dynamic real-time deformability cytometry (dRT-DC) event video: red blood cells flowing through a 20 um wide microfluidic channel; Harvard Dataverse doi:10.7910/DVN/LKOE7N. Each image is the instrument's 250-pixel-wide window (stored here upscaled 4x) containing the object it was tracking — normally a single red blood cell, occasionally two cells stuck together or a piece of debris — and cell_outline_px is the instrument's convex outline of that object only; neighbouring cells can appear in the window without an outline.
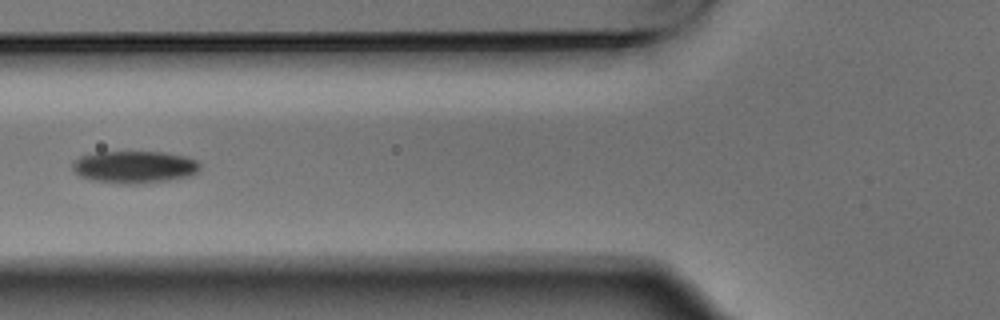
{"species": "Egyptian fruit bat (a non-hibernating species)", "species_latin": "Rousettus aegyptiacus", "temperature_condition": "warm", "stored_images_in_passage": 5, "camera_frame_rate_fps": 3000, "um_per_image_px": 0.085, "animal": {"sex": "male"}, "frame": {"image": 1, "passage_image": 5, "time_ms": 1.333, "image_size_px": [1000, 320], "cell_outline_px": [[200, 168], [192, 176], [144, 184], [116, 184], [88, 180], [80, 176], [72, 168], [72, 160], [80, 156], [96, 152], [164, 152], [184, 156], [196, 160], [200, 164]], "centroid_in_image_um": [11.4, 14.21], "position_along_channel_um": 114.4, "area_um2": 24.39}}